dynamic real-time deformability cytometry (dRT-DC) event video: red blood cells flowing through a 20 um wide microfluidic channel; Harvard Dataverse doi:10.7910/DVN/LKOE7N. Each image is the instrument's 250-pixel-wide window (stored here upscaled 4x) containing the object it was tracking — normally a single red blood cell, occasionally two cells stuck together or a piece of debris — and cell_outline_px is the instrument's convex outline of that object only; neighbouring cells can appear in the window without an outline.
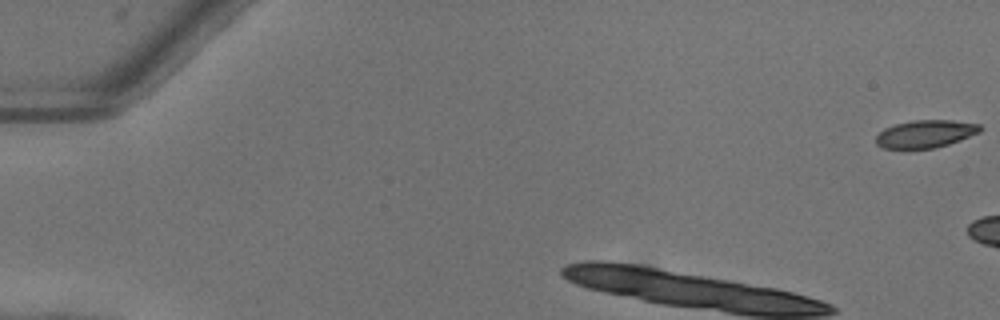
{"species": "common noctule bat (a hibernating species)", "species_latin": "Nyctalus noctula", "temperature_condition": "warm", "stored_images_in_passage": 9, "camera_frame_rate_fps": 3000, "um_per_image_px": 0.085, "animal": {"sex": "female"}, "frame": {"image": 1, "passage_image": 1, "time_ms": 0.0, "image_size_px": [1000, 320], "cell_outline_px": [[984, 128], [980, 132], [960, 140], [948, 144], [932, 148], [884, 148], [876, 144], [876, 136], [884, 128], [896, 124], [912, 120], [952, 120], [980, 124]], "centroid_in_image_um": [78.69, 11.36], "position_along_channel_um": 6.3, "area_um2": 16.7}}